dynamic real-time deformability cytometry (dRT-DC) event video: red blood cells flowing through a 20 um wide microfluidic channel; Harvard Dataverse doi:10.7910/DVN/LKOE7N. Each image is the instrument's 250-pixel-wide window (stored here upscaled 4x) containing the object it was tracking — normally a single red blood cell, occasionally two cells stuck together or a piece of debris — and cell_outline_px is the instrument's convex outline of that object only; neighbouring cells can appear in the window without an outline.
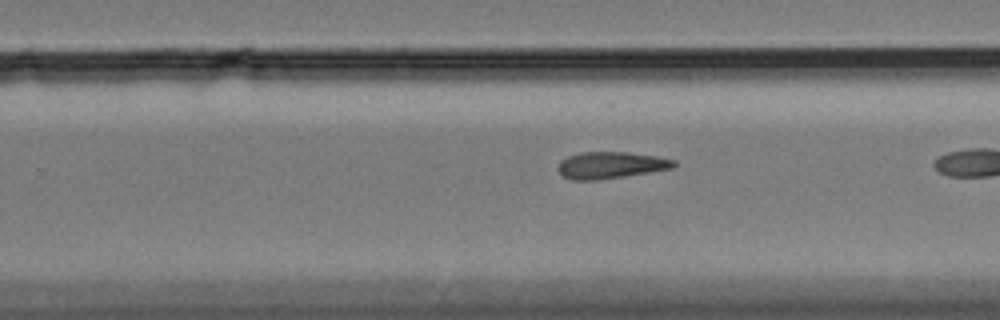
{"species": "Egyptian fruit bat (a non-hibernating species)", "species_latin": "Rousettus aegyptiacus", "temperature_condition": "cold", "stored_images_in_passage": 15, "camera_frame_rate_fps": 3000, "um_per_image_px": 0.085, "animal": {"sex": "female"}, "frame": {"image": 1, "passage_image": 13, "time_ms": 4.0, "image_size_px": [1000, 320], "cell_outline_px": [[676, 164], [672, 168], [624, 176], [596, 180], [572, 180], [564, 176], [560, 172], [560, 160], [568, 156], [580, 152], [628, 152], [656, 156], [676, 160]], "centroid_in_image_um": [51.92, 14.03], "position_along_channel_um": 277.9, "area_um2": 17.8}}